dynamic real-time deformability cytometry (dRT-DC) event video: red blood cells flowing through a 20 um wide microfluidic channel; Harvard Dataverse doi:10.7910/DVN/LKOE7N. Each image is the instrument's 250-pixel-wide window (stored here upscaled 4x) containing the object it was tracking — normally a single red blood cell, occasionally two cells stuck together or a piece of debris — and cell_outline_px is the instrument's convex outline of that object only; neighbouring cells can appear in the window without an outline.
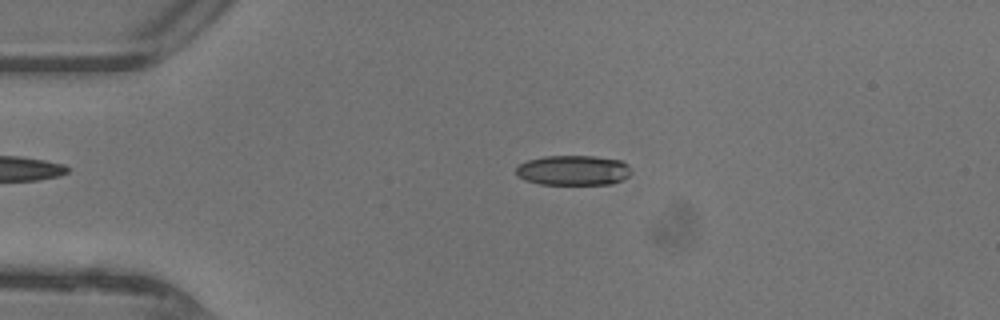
{"species": "common noctule bat (a hibernating species)", "species_latin": "Nyctalus noctula", "temperature_condition": "warm", "stored_images_in_passage": 47, "camera_frame_rate_fps": 3000, "um_per_image_px": 0.085, "animal": {"sex": "female"}, "frame": {"image": 1, "passage_image": 11, "time_ms": 3.333, "image_size_px": [1000, 320], "cell_outline_px": [[632, 172], [628, 176], [612, 184], [540, 184], [524, 180], [516, 176], [516, 168], [520, 164], [528, 160], [544, 156], [596, 156], [620, 160], [628, 164]], "centroid_in_image_um": [48.72, 14.47], "position_along_channel_um": 36.3, "area_um2": 20.23}}
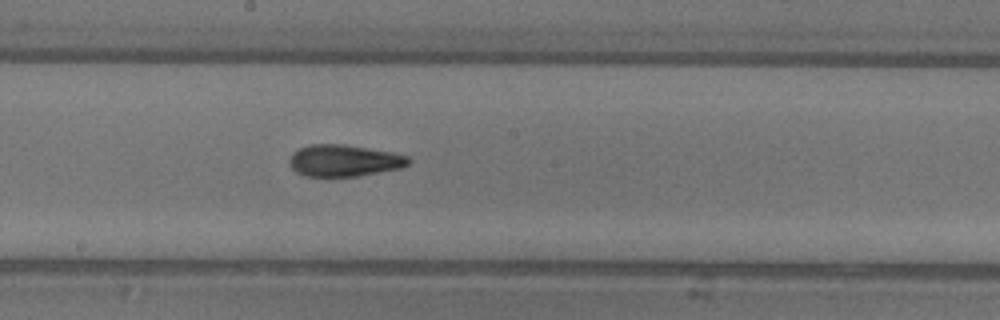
{"frame": {"image": 2, "passage_image": 26, "time_ms": 8.333, "image_size_px": [1000, 320], "cell_outline_px": [[412, 160], [408, 164], [400, 168], [356, 176], [304, 176], [296, 172], [292, 168], [288, 160], [292, 152], [308, 144], [344, 144], [392, 152], [408, 156]], "centroid_in_image_um": [29.22, 13.64], "position_along_channel_um": 219.0, "area_um2": 22.02}}
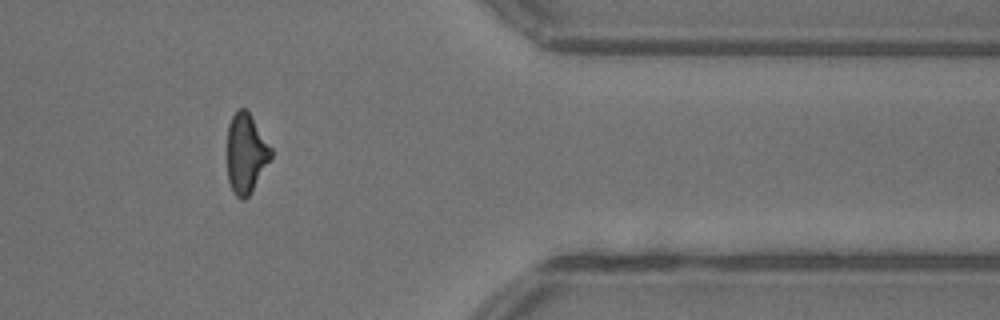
{"frame": {"image": 3, "passage_image": 39, "time_ms": 12.667, "image_size_px": [1000, 320], "cell_outline_px": [[272, 156], [248, 196], [244, 200], [240, 200], [232, 192], [228, 180], [228, 124], [232, 116], [240, 108], [244, 108], [248, 112], [272, 148]], "centroid_in_image_um": [20.89, 13.06], "position_along_channel_um": 390.5, "area_um2": 19.94}, "authors_computed_cell_mechanics": {"area_um2": 21.097, "velocity_mm_per_s": 4.4561, "shape_relaxation_time_tau1_ms": 6.4514, "shape_relaxation_time_tau2_ms": 2.492, "deformation_change_tau1": 0.2019, "deformation_change_tau2": 0.1105}}